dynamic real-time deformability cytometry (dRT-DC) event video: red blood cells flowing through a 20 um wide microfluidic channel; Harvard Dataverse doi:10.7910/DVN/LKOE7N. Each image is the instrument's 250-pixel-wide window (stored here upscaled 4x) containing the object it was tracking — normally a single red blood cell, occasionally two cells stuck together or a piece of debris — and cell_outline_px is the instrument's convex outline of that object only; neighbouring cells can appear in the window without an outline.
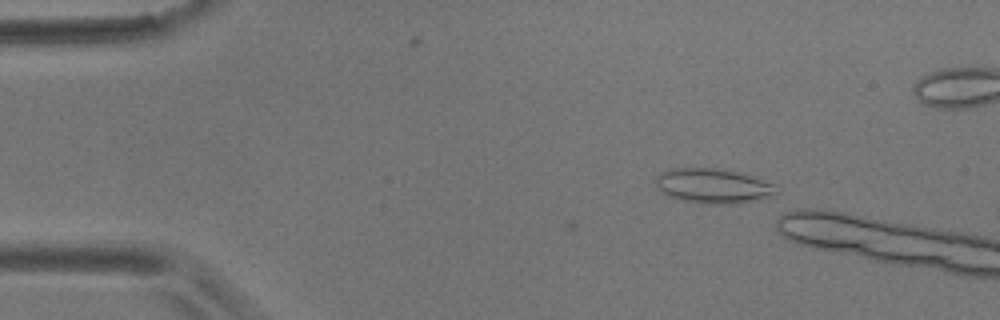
{"species": "common noctule bat (a hibernating species)", "species_latin": "Nyctalus noctula", "temperature_condition": "room temperature", "stored_images_in_passage": 4, "camera_frame_rate_fps": 3000, "um_per_image_px": 0.085, "animal": {"sex": "male", "body_mass_g": 17.9}, "frame": {"image": 1, "passage_image": 2, "time_ms": 1.0, "image_size_px": [1000, 320], "cell_outline_px": [[780, 192], [776, 196], [756, 200], [728, 204], [712, 204], [680, 200], [668, 196], [656, 188], [656, 176], [660, 172], [668, 168], [716, 168], [744, 172], [772, 184]], "centroid_in_image_um": [60.62, 15.79], "position_along_channel_um": 24.4, "area_um2": 24.8}}